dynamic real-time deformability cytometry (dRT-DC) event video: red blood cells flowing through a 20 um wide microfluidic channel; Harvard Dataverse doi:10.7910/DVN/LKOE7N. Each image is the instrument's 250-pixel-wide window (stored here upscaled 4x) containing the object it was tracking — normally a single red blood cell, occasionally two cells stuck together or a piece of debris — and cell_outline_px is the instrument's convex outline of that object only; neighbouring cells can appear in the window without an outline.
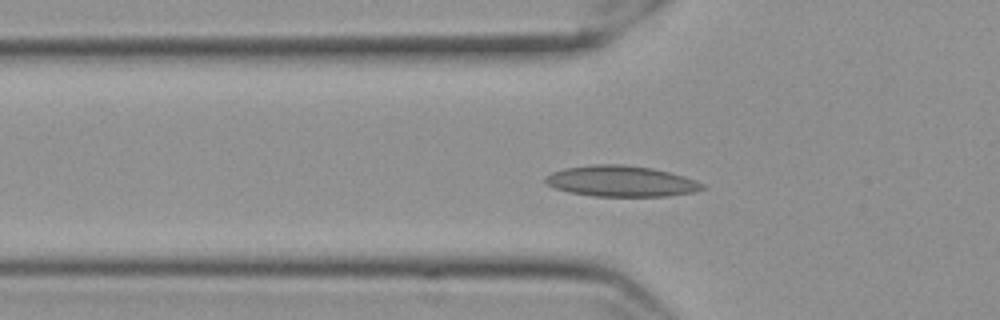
{"species": "Egyptian fruit bat (a non-hibernating species)", "species_latin": "Rousettus aegyptiacus", "temperature_condition": "cold", "stored_images_in_passage": 45, "camera_frame_rate_fps": 3000, "um_per_image_px": 0.085, "frame": {"image": 1, "passage_image": 6, "time_ms": 1.667, "image_size_px": [1000, 320], "cell_outline_px": [[708, 188], [692, 192], [668, 196], [592, 196], [568, 192], [556, 188], [548, 184], [544, 180], [552, 172], [564, 168], [592, 164], [624, 164], [652, 168], [684, 176], [704, 184]], "centroid_in_image_um": [52.81, 15.4], "position_along_channel_um": 73.0, "area_um2": 28.21}}
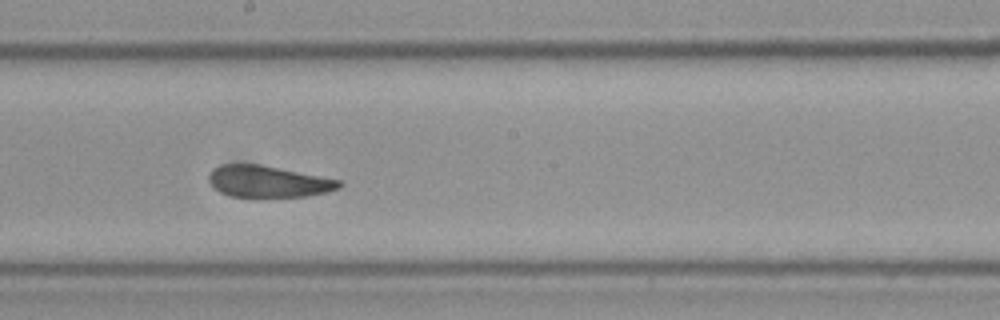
{"frame": {"image": 2, "passage_image": 19, "time_ms": 6.0, "image_size_px": [1000, 320], "cell_outline_px": [[344, 184], [340, 188], [328, 192], [308, 196], [260, 200], [256, 200], [232, 196], [220, 192], [208, 180], [208, 176], [220, 164], [260, 164], [340, 180]], "centroid_in_image_um": [22.83, 15.48], "position_along_channel_um": 225.4, "area_um2": 24.8}}
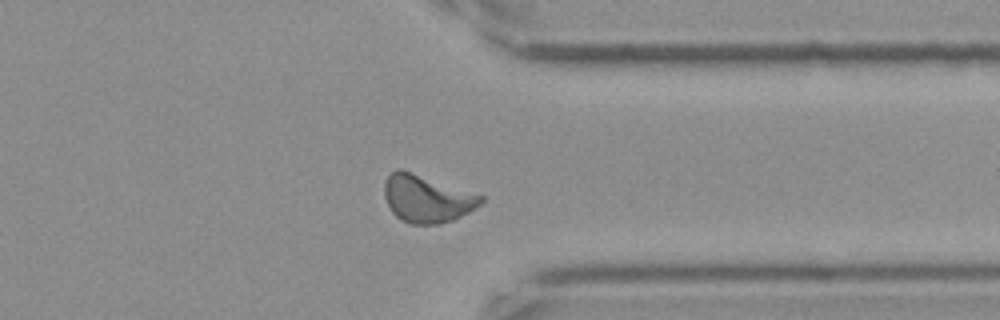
{"frame": {"image": 3, "passage_image": 32, "time_ms": 10.333, "image_size_px": [1000, 320], "cell_outline_px": [[484, 200], [476, 208], [452, 220], [440, 224], [412, 224], [400, 220], [392, 212], [384, 196], [384, 184], [388, 176], [396, 168], [400, 168], [484, 196]], "centroid_in_image_um": [36.26, 16.89], "position_along_channel_um": 375.1, "area_um2": 26.53}, "authors_computed_cell_mechanics": {"area_um2": 25.143, "velocity_mm_per_s": 3.5057, "shape_relaxation_time_tau1_ms": null, "shape_relaxation_time_tau2_ms": 2.1496, "deformation_change_tau1": null, "deformation_change_tau2": 0.0693}}